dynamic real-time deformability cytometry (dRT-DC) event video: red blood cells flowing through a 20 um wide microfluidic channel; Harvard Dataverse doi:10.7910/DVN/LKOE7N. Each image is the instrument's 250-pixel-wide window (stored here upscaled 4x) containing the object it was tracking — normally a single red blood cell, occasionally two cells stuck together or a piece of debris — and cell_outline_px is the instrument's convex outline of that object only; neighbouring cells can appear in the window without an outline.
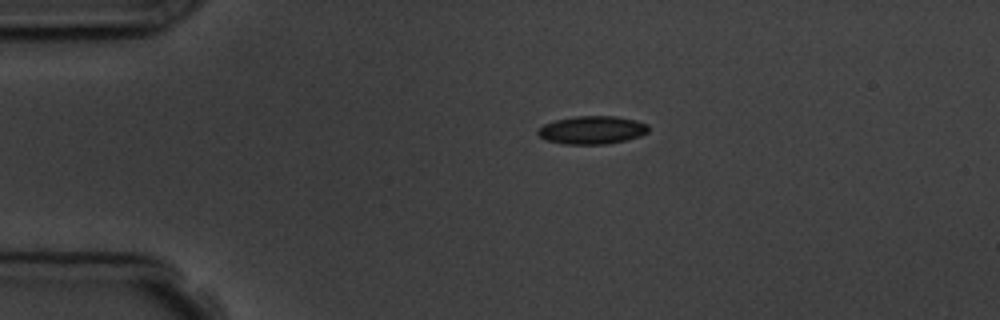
{"species": "common noctule bat (a hibernating species)", "species_latin": "Nyctalus noctula", "temperature_condition": "room temperature", "stored_images_in_passage": 7, "camera_frame_rate_fps": 3000, "um_per_image_px": 0.085, "animal": {"sex": "male", "body_mass_g": 19.5, "forearm_length_mm": 54.6}, "frame": {"image": 1, "passage_image": 1, "time_ms": 0.0, "image_size_px": [1000, 320], "cell_outline_px": [[648, 132], [640, 136], [608, 144], [564, 144], [548, 140], [540, 136], [536, 132], [544, 124], [556, 120], [576, 116], [616, 116], [636, 120], [648, 124]], "centroid_in_image_um": [50.35, 11.05], "position_along_channel_um": 34.6, "area_um2": 17.98}}
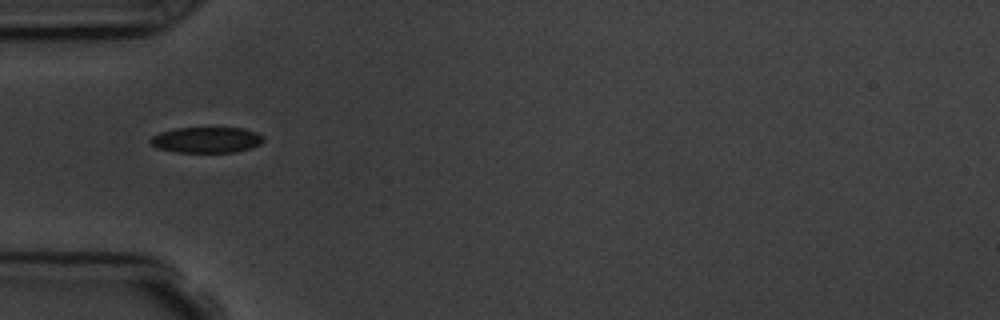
{"frame": {"image": 2, "passage_image": 2, "time_ms": 2.0, "image_size_px": [1000, 320], "cell_outline_px": [[264, 140], [260, 144], [252, 148], [236, 152], [176, 152], [156, 148], [148, 140], [152, 136], [160, 132], [176, 128], [244, 128], [256, 132], [264, 136]], "centroid_in_image_um": [17.56, 11.89], "position_along_channel_um": 67.4, "area_um2": 17.11}}
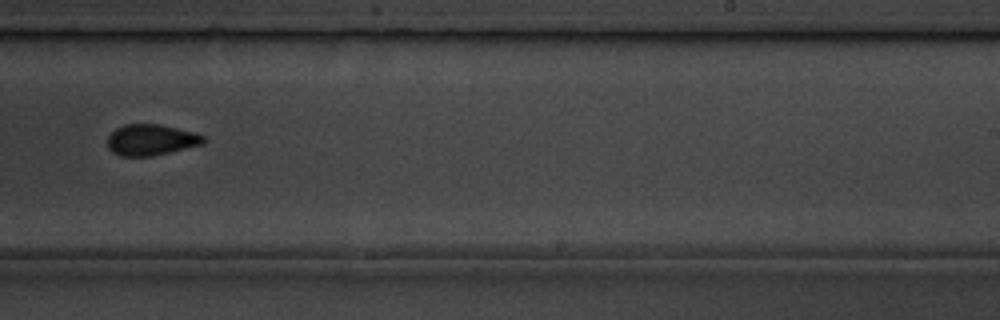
{"frame": {"image": 3, "passage_image": 7, "time_ms": 7.667, "image_size_px": [1000, 320], "cell_outline_px": [[204, 144], [152, 156], [120, 156], [112, 152], [108, 148], [108, 136], [116, 128], [124, 124], [160, 124], [196, 132], [204, 136]], "centroid_in_image_um": [12.84, 11.88], "position_along_channel_um": 276.2, "area_um2": 17.46}}